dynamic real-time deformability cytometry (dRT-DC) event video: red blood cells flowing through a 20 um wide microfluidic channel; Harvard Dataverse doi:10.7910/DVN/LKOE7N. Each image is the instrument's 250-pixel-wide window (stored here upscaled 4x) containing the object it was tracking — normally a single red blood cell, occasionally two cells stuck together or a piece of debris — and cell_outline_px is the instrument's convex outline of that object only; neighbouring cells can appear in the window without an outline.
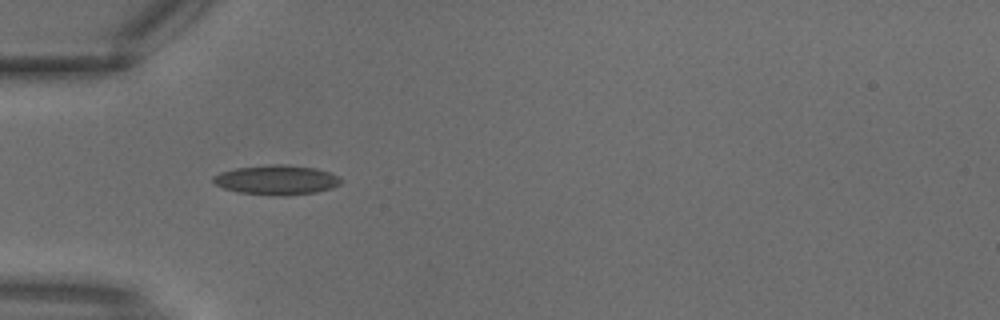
{"species": "common noctule bat (a hibernating species)", "species_latin": "Nyctalus noctula", "temperature_condition": "warm", "stored_images_in_passage": 1, "camera_frame_rate_fps": 3000, "um_per_image_px": 0.085, "animal": {"sex": "male", "body_mass_g": 18.8}, "frame": {"image": 1, "passage_image": 1, "time_ms": 0.0, "image_size_px": [1000, 320], "cell_outline_px": [[344, 180], [340, 184], [332, 188], [316, 192], [240, 192], [224, 188], [216, 184], [212, 180], [212, 176], [220, 172], [236, 168], [272, 164], [284, 164], [316, 168], [340, 176]], "centroid_in_image_um": [23.53, 15.22], "position_along_channel_um": 61.5, "area_um2": 20.92}}